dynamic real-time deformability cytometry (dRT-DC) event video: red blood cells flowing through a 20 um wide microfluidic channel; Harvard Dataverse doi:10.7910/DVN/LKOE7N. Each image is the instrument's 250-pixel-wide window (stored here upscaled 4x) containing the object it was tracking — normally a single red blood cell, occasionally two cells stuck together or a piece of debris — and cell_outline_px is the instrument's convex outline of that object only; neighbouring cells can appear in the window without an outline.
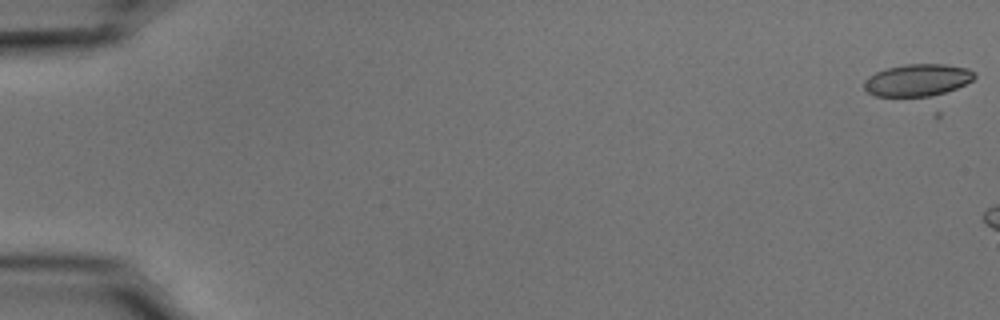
{"species": "common noctule bat (a hibernating species)", "species_latin": "Nyctalus noctula", "temperature_condition": "cold", "stored_images_in_passage": 6, "camera_frame_rate_fps": 3000, "um_per_image_px": 0.085, "animal": {"sex": "male", "body_mass_g": 15.6}, "frame": {"image": 1, "passage_image": 1, "time_ms": 0.0, "image_size_px": [1000, 320], "cell_outline_px": [[976, 76], [972, 80], [932, 100], [928, 100], [876, 96], [868, 92], [864, 88], [864, 80], [876, 72], [888, 68], [904, 64], [944, 64], [968, 68], [976, 72]], "centroid_in_image_um": [78.02, 6.88], "position_along_channel_um": 7.0, "area_um2": 21.73}}